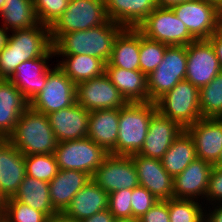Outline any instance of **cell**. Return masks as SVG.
Wrapping results in <instances>:
<instances>
[{
    "label": "cell",
    "mask_w": 222,
    "mask_h": 222,
    "mask_svg": "<svg viewBox=\"0 0 222 222\" xmlns=\"http://www.w3.org/2000/svg\"><path fill=\"white\" fill-rule=\"evenodd\" d=\"M10 33L7 44L0 51V79L7 80L19 64L45 56L53 48L50 27L41 23Z\"/></svg>",
    "instance_id": "obj_1"
},
{
    "label": "cell",
    "mask_w": 222,
    "mask_h": 222,
    "mask_svg": "<svg viewBox=\"0 0 222 222\" xmlns=\"http://www.w3.org/2000/svg\"><path fill=\"white\" fill-rule=\"evenodd\" d=\"M124 27L111 20L82 31L62 34L54 43V55H90L107 63L116 36Z\"/></svg>",
    "instance_id": "obj_2"
},
{
    "label": "cell",
    "mask_w": 222,
    "mask_h": 222,
    "mask_svg": "<svg viewBox=\"0 0 222 222\" xmlns=\"http://www.w3.org/2000/svg\"><path fill=\"white\" fill-rule=\"evenodd\" d=\"M157 112L153 102H130L119 108L118 137L112 155L138 154L144 144L151 117Z\"/></svg>",
    "instance_id": "obj_3"
},
{
    "label": "cell",
    "mask_w": 222,
    "mask_h": 222,
    "mask_svg": "<svg viewBox=\"0 0 222 222\" xmlns=\"http://www.w3.org/2000/svg\"><path fill=\"white\" fill-rule=\"evenodd\" d=\"M7 140L23 155L53 154L57 140L47 115L28 107Z\"/></svg>",
    "instance_id": "obj_4"
},
{
    "label": "cell",
    "mask_w": 222,
    "mask_h": 222,
    "mask_svg": "<svg viewBox=\"0 0 222 222\" xmlns=\"http://www.w3.org/2000/svg\"><path fill=\"white\" fill-rule=\"evenodd\" d=\"M155 104L162 116L179 123L184 129L202 118L199 88L187 80L178 82Z\"/></svg>",
    "instance_id": "obj_5"
},
{
    "label": "cell",
    "mask_w": 222,
    "mask_h": 222,
    "mask_svg": "<svg viewBox=\"0 0 222 222\" xmlns=\"http://www.w3.org/2000/svg\"><path fill=\"white\" fill-rule=\"evenodd\" d=\"M107 20L104 0H69L66 10L50 27L52 44L62 34L97 27Z\"/></svg>",
    "instance_id": "obj_6"
},
{
    "label": "cell",
    "mask_w": 222,
    "mask_h": 222,
    "mask_svg": "<svg viewBox=\"0 0 222 222\" xmlns=\"http://www.w3.org/2000/svg\"><path fill=\"white\" fill-rule=\"evenodd\" d=\"M54 156L59 170H79L91 177L109 153L90 138L57 142Z\"/></svg>",
    "instance_id": "obj_7"
},
{
    "label": "cell",
    "mask_w": 222,
    "mask_h": 222,
    "mask_svg": "<svg viewBox=\"0 0 222 222\" xmlns=\"http://www.w3.org/2000/svg\"><path fill=\"white\" fill-rule=\"evenodd\" d=\"M149 39L168 46H187L195 39L170 7H156L137 27Z\"/></svg>",
    "instance_id": "obj_8"
},
{
    "label": "cell",
    "mask_w": 222,
    "mask_h": 222,
    "mask_svg": "<svg viewBox=\"0 0 222 222\" xmlns=\"http://www.w3.org/2000/svg\"><path fill=\"white\" fill-rule=\"evenodd\" d=\"M186 69V46H167L162 62L147 76L148 101L155 103L185 80Z\"/></svg>",
    "instance_id": "obj_9"
},
{
    "label": "cell",
    "mask_w": 222,
    "mask_h": 222,
    "mask_svg": "<svg viewBox=\"0 0 222 222\" xmlns=\"http://www.w3.org/2000/svg\"><path fill=\"white\" fill-rule=\"evenodd\" d=\"M171 8L195 40H208L221 28V10L212 3L192 0Z\"/></svg>",
    "instance_id": "obj_10"
},
{
    "label": "cell",
    "mask_w": 222,
    "mask_h": 222,
    "mask_svg": "<svg viewBox=\"0 0 222 222\" xmlns=\"http://www.w3.org/2000/svg\"><path fill=\"white\" fill-rule=\"evenodd\" d=\"M77 102V85L56 65L49 72L44 88L29 102V107L48 115Z\"/></svg>",
    "instance_id": "obj_11"
},
{
    "label": "cell",
    "mask_w": 222,
    "mask_h": 222,
    "mask_svg": "<svg viewBox=\"0 0 222 222\" xmlns=\"http://www.w3.org/2000/svg\"><path fill=\"white\" fill-rule=\"evenodd\" d=\"M91 178L108 194L124 188L133 189L139 185L131 156L109 154Z\"/></svg>",
    "instance_id": "obj_12"
},
{
    "label": "cell",
    "mask_w": 222,
    "mask_h": 222,
    "mask_svg": "<svg viewBox=\"0 0 222 222\" xmlns=\"http://www.w3.org/2000/svg\"><path fill=\"white\" fill-rule=\"evenodd\" d=\"M187 69L185 80L201 88L219 74L221 66L209 40H195L186 46Z\"/></svg>",
    "instance_id": "obj_13"
},
{
    "label": "cell",
    "mask_w": 222,
    "mask_h": 222,
    "mask_svg": "<svg viewBox=\"0 0 222 222\" xmlns=\"http://www.w3.org/2000/svg\"><path fill=\"white\" fill-rule=\"evenodd\" d=\"M77 103L87 111L119 109L128 102L104 73L77 85Z\"/></svg>",
    "instance_id": "obj_14"
},
{
    "label": "cell",
    "mask_w": 222,
    "mask_h": 222,
    "mask_svg": "<svg viewBox=\"0 0 222 222\" xmlns=\"http://www.w3.org/2000/svg\"><path fill=\"white\" fill-rule=\"evenodd\" d=\"M213 165L196 158L180 174L173 178V198L199 200L205 204L209 177ZM204 199V200H203Z\"/></svg>",
    "instance_id": "obj_15"
},
{
    "label": "cell",
    "mask_w": 222,
    "mask_h": 222,
    "mask_svg": "<svg viewBox=\"0 0 222 222\" xmlns=\"http://www.w3.org/2000/svg\"><path fill=\"white\" fill-rule=\"evenodd\" d=\"M193 140L197 158L215 165L222 151V118H201L185 128Z\"/></svg>",
    "instance_id": "obj_16"
},
{
    "label": "cell",
    "mask_w": 222,
    "mask_h": 222,
    "mask_svg": "<svg viewBox=\"0 0 222 222\" xmlns=\"http://www.w3.org/2000/svg\"><path fill=\"white\" fill-rule=\"evenodd\" d=\"M53 57L52 48L45 56L22 62L9 79L28 102L44 88L48 74L54 68L48 65V60Z\"/></svg>",
    "instance_id": "obj_17"
},
{
    "label": "cell",
    "mask_w": 222,
    "mask_h": 222,
    "mask_svg": "<svg viewBox=\"0 0 222 222\" xmlns=\"http://www.w3.org/2000/svg\"><path fill=\"white\" fill-rule=\"evenodd\" d=\"M185 129L158 111L151 117L144 144L138 154L161 160L173 141Z\"/></svg>",
    "instance_id": "obj_18"
},
{
    "label": "cell",
    "mask_w": 222,
    "mask_h": 222,
    "mask_svg": "<svg viewBox=\"0 0 222 222\" xmlns=\"http://www.w3.org/2000/svg\"><path fill=\"white\" fill-rule=\"evenodd\" d=\"M136 168L139 185L148 189L158 200L173 198V177L163 168L159 159L131 156Z\"/></svg>",
    "instance_id": "obj_19"
},
{
    "label": "cell",
    "mask_w": 222,
    "mask_h": 222,
    "mask_svg": "<svg viewBox=\"0 0 222 222\" xmlns=\"http://www.w3.org/2000/svg\"><path fill=\"white\" fill-rule=\"evenodd\" d=\"M90 111L77 102L70 107L48 114L57 142L87 137Z\"/></svg>",
    "instance_id": "obj_20"
},
{
    "label": "cell",
    "mask_w": 222,
    "mask_h": 222,
    "mask_svg": "<svg viewBox=\"0 0 222 222\" xmlns=\"http://www.w3.org/2000/svg\"><path fill=\"white\" fill-rule=\"evenodd\" d=\"M25 175L24 155L7 140L0 147V194L13 197Z\"/></svg>",
    "instance_id": "obj_21"
},
{
    "label": "cell",
    "mask_w": 222,
    "mask_h": 222,
    "mask_svg": "<svg viewBox=\"0 0 222 222\" xmlns=\"http://www.w3.org/2000/svg\"><path fill=\"white\" fill-rule=\"evenodd\" d=\"M91 176L79 170H58L49 182L51 205L57 213H63L76 193L90 180Z\"/></svg>",
    "instance_id": "obj_22"
},
{
    "label": "cell",
    "mask_w": 222,
    "mask_h": 222,
    "mask_svg": "<svg viewBox=\"0 0 222 222\" xmlns=\"http://www.w3.org/2000/svg\"><path fill=\"white\" fill-rule=\"evenodd\" d=\"M29 107L22 93L7 79H0V137L8 138L21 114Z\"/></svg>",
    "instance_id": "obj_23"
},
{
    "label": "cell",
    "mask_w": 222,
    "mask_h": 222,
    "mask_svg": "<svg viewBox=\"0 0 222 222\" xmlns=\"http://www.w3.org/2000/svg\"><path fill=\"white\" fill-rule=\"evenodd\" d=\"M108 198L109 194L91 179L76 193L63 214L81 221L108 209Z\"/></svg>",
    "instance_id": "obj_24"
},
{
    "label": "cell",
    "mask_w": 222,
    "mask_h": 222,
    "mask_svg": "<svg viewBox=\"0 0 222 222\" xmlns=\"http://www.w3.org/2000/svg\"><path fill=\"white\" fill-rule=\"evenodd\" d=\"M140 31L124 27L116 36L109 61L105 67H120L140 71Z\"/></svg>",
    "instance_id": "obj_25"
},
{
    "label": "cell",
    "mask_w": 222,
    "mask_h": 222,
    "mask_svg": "<svg viewBox=\"0 0 222 222\" xmlns=\"http://www.w3.org/2000/svg\"><path fill=\"white\" fill-rule=\"evenodd\" d=\"M109 20L123 27L137 28L157 7L155 0H104Z\"/></svg>",
    "instance_id": "obj_26"
},
{
    "label": "cell",
    "mask_w": 222,
    "mask_h": 222,
    "mask_svg": "<svg viewBox=\"0 0 222 222\" xmlns=\"http://www.w3.org/2000/svg\"><path fill=\"white\" fill-rule=\"evenodd\" d=\"M119 109L90 111L87 137L110 153L117 144Z\"/></svg>",
    "instance_id": "obj_27"
},
{
    "label": "cell",
    "mask_w": 222,
    "mask_h": 222,
    "mask_svg": "<svg viewBox=\"0 0 222 222\" xmlns=\"http://www.w3.org/2000/svg\"><path fill=\"white\" fill-rule=\"evenodd\" d=\"M105 74L128 103L148 102L147 76L141 71L105 67Z\"/></svg>",
    "instance_id": "obj_28"
},
{
    "label": "cell",
    "mask_w": 222,
    "mask_h": 222,
    "mask_svg": "<svg viewBox=\"0 0 222 222\" xmlns=\"http://www.w3.org/2000/svg\"><path fill=\"white\" fill-rule=\"evenodd\" d=\"M62 61L57 60L56 65L76 85L81 82L99 77L105 73L106 63L90 55H59ZM63 57V58H62Z\"/></svg>",
    "instance_id": "obj_29"
},
{
    "label": "cell",
    "mask_w": 222,
    "mask_h": 222,
    "mask_svg": "<svg viewBox=\"0 0 222 222\" xmlns=\"http://www.w3.org/2000/svg\"><path fill=\"white\" fill-rule=\"evenodd\" d=\"M12 198L43 212L48 218L57 214L51 205L49 182L25 175L24 180Z\"/></svg>",
    "instance_id": "obj_30"
},
{
    "label": "cell",
    "mask_w": 222,
    "mask_h": 222,
    "mask_svg": "<svg viewBox=\"0 0 222 222\" xmlns=\"http://www.w3.org/2000/svg\"><path fill=\"white\" fill-rule=\"evenodd\" d=\"M197 158L196 149L190 135L184 130L171 144L163 155V168L173 178L180 174Z\"/></svg>",
    "instance_id": "obj_31"
},
{
    "label": "cell",
    "mask_w": 222,
    "mask_h": 222,
    "mask_svg": "<svg viewBox=\"0 0 222 222\" xmlns=\"http://www.w3.org/2000/svg\"><path fill=\"white\" fill-rule=\"evenodd\" d=\"M0 16L2 26L10 32L39 24L34 0H4Z\"/></svg>",
    "instance_id": "obj_32"
},
{
    "label": "cell",
    "mask_w": 222,
    "mask_h": 222,
    "mask_svg": "<svg viewBox=\"0 0 222 222\" xmlns=\"http://www.w3.org/2000/svg\"><path fill=\"white\" fill-rule=\"evenodd\" d=\"M199 103L203 118H222V71L199 88Z\"/></svg>",
    "instance_id": "obj_33"
},
{
    "label": "cell",
    "mask_w": 222,
    "mask_h": 222,
    "mask_svg": "<svg viewBox=\"0 0 222 222\" xmlns=\"http://www.w3.org/2000/svg\"><path fill=\"white\" fill-rule=\"evenodd\" d=\"M170 222H204L205 208L197 200L168 199Z\"/></svg>",
    "instance_id": "obj_34"
},
{
    "label": "cell",
    "mask_w": 222,
    "mask_h": 222,
    "mask_svg": "<svg viewBox=\"0 0 222 222\" xmlns=\"http://www.w3.org/2000/svg\"><path fill=\"white\" fill-rule=\"evenodd\" d=\"M26 175L50 182L58 172L54 154L24 155Z\"/></svg>",
    "instance_id": "obj_35"
},
{
    "label": "cell",
    "mask_w": 222,
    "mask_h": 222,
    "mask_svg": "<svg viewBox=\"0 0 222 222\" xmlns=\"http://www.w3.org/2000/svg\"><path fill=\"white\" fill-rule=\"evenodd\" d=\"M167 46L140 32V71L146 76L154 71L162 62Z\"/></svg>",
    "instance_id": "obj_36"
},
{
    "label": "cell",
    "mask_w": 222,
    "mask_h": 222,
    "mask_svg": "<svg viewBox=\"0 0 222 222\" xmlns=\"http://www.w3.org/2000/svg\"><path fill=\"white\" fill-rule=\"evenodd\" d=\"M3 219L6 222H48L49 218L38 210L13 199H5Z\"/></svg>",
    "instance_id": "obj_37"
},
{
    "label": "cell",
    "mask_w": 222,
    "mask_h": 222,
    "mask_svg": "<svg viewBox=\"0 0 222 222\" xmlns=\"http://www.w3.org/2000/svg\"><path fill=\"white\" fill-rule=\"evenodd\" d=\"M69 0H34L39 23L51 27L66 10Z\"/></svg>",
    "instance_id": "obj_38"
},
{
    "label": "cell",
    "mask_w": 222,
    "mask_h": 222,
    "mask_svg": "<svg viewBox=\"0 0 222 222\" xmlns=\"http://www.w3.org/2000/svg\"><path fill=\"white\" fill-rule=\"evenodd\" d=\"M132 189H121L109 194L108 210L114 218H131L133 217L131 207Z\"/></svg>",
    "instance_id": "obj_39"
},
{
    "label": "cell",
    "mask_w": 222,
    "mask_h": 222,
    "mask_svg": "<svg viewBox=\"0 0 222 222\" xmlns=\"http://www.w3.org/2000/svg\"><path fill=\"white\" fill-rule=\"evenodd\" d=\"M158 199L145 187L138 185L132 189L131 207L133 218L142 217Z\"/></svg>",
    "instance_id": "obj_40"
},
{
    "label": "cell",
    "mask_w": 222,
    "mask_h": 222,
    "mask_svg": "<svg viewBox=\"0 0 222 222\" xmlns=\"http://www.w3.org/2000/svg\"><path fill=\"white\" fill-rule=\"evenodd\" d=\"M205 200L207 202L205 206L222 204V167L213 166Z\"/></svg>",
    "instance_id": "obj_41"
},
{
    "label": "cell",
    "mask_w": 222,
    "mask_h": 222,
    "mask_svg": "<svg viewBox=\"0 0 222 222\" xmlns=\"http://www.w3.org/2000/svg\"><path fill=\"white\" fill-rule=\"evenodd\" d=\"M139 222H170L168 203L158 200L142 217Z\"/></svg>",
    "instance_id": "obj_42"
},
{
    "label": "cell",
    "mask_w": 222,
    "mask_h": 222,
    "mask_svg": "<svg viewBox=\"0 0 222 222\" xmlns=\"http://www.w3.org/2000/svg\"><path fill=\"white\" fill-rule=\"evenodd\" d=\"M212 208L210 206L205 207V221L204 222H222V204H212ZM212 209V210H211Z\"/></svg>",
    "instance_id": "obj_43"
},
{
    "label": "cell",
    "mask_w": 222,
    "mask_h": 222,
    "mask_svg": "<svg viewBox=\"0 0 222 222\" xmlns=\"http://www.w3.org/2000/svg\"><path fill=\"white\" fill-rule=\"evenodd\" d=\"M208 40L211 42L213 48L215 49V53L222 70V27L216 31Z\"/></svg>",
    "instance_id": "obj_44"
},
{
    "label": "cell",
    "mask_w": 222,
    "mask_h": 222,
    "mask_svg": "<svg viewBox=\"0 0 222 222\" xmlns=\"http://www.w3.org/2000/svg\"><path fill=\"white\" fill-rule=\"evenodd\" d=\"M114 216L108 209L97 212L96 214L81 220L80 222H113Z\"/></svg>",
    "instance_id": "obj_45"
},
{
    "label": "cell",
    "mask_w": 222,
    "mask_h": 222,
    "mask_svg": "<svg viewBox=\"0 0 222 222\" xmlns=\"http://www.w3.org/2000/svg\"><path fill=\"white\" fill-rule=\"evenodd\" d=\"M48 222H80L76 219H71L65 216L63 213H57L49 218Z\"/></svg>",
    "instance_id": "obj_46"
},
{
    "label": "cell",
    "mask_w": 222,
    "mask_h": 222,
    "mask_svg": "<svg viewBox=\"0 0 222 222\" xmlns=\"http://www.w3.org/2000/svg\"><path fill=\"white\" fill-rule=\"evenodd\" d=\"M192 0H155L158 7H172L176 4Z\"/></svg>",
    "instance_id": "obj_47"
},
{
    "label": "cell",
    "mask_w": 222,
    "mask_h": 222,
    "mask_svg": "<svg viewBox=\"0 0 222 222\" xmlns=\"http://www.w3.org/2000/svg\"><path fill=\"white\" fill-rule=\"evenodd\" d=\"M9 31L5 29L2 24L0 26V51L5 47L8 41L9 35L7 34Z\"/></svg>",
    "instance_id": "obj_48"
},
{
    "label": "cell",
    "mask_w": 222,
    "mask_h": 222,
    "mask_svg": "<svg viewBox=\"0 0 222 222\" xmlns=\"http://www.w3.org/2000/svg\"><path fill=\"white\" fill-rule=\"evenodd\" d=\"M113 222H139V219L131 218H116Z\"/></svg>",
    "instance_id": "obj_49"
},
{
    "label": "cell",
    "mask_w": 222,
    "mask_h": 222,
    "mask_svg": "<svg viewBox=\"0 0 222 222\" xmlns=\"http://www.w3.org/2000/svg\"><path fill=\"white\" fill-rule=\"evenodd\" d=\"M5 206V198L0 194V219L3 218Z\"/></svg>",
    "instance_id": "obj_50"
},
{
    "label": "cell",
    "mask_w": 222,
    "mask_h": 222,
    "mask_svg": "<svg viewBox=\"0 0 222 222\" xmlns=\"http://www.w3.org/2000/svg\"><path fill=\"white\" fill-rule=\"evenodd\" d=\"M216 5L220 10H222V0H202Z\"/></svg>",
    "instance_id": "obj_51"
},
{
    "label": "cell",
    "mask_w": 222,
    "mask_h": 222,
    "mask_svg": "<svg viewBox=\"0 0 222 222\" xmlns=\"http://www.w3.org/2000/svg\"><path fill=\"white\" fill-rule=\"evenodd\" d=\"M214 166L222 167V151L220 152L219 159Z\"/></svg>",
    "instance_id": "obj_52"
},
{
    "label": "cell",
    "mask_w": 222,
    "mask_h": 222,
    "mask_svg": "<svg viewBox=\"0 0 222 222\" xmlns=\"http://www.w3.org/2000/svg\"><path fill=\"white\" fill-rule=\"evenodd\" d=\"M7 141L6 138L0 137V147Z\"/></svg>",
    "instance_id": "obj_53"
},
{
    "label": "cell",
    "mask_w": 222,
    "mask_h": 222,
    "mask_svg": "<svg viewBox=\"0 0 222 222\" xmlns=\"http://www.w3.org/2000/svg\"><path fill=\"white\" fill-rule=\"evenodd\" d=\"M3 6H4V0H0V12H1Z\"/></svg>",
    "instance_id": "obj_54"
},
{
    "label": "cell",
    "mask_w": 222,
    "mask_h": 222,
    "mask_svg": "<svg viewBox=\"0 0 222 222\" xmlns=\"http://www.w3.org/2000/svg\"><path fill=\"white\" fill-rule=\"evenodd\" d=\"M0 222H6V221L2 218V219H0Z\"/></svg>",
    "instance_id": "obj_55"
}]
</instances>
